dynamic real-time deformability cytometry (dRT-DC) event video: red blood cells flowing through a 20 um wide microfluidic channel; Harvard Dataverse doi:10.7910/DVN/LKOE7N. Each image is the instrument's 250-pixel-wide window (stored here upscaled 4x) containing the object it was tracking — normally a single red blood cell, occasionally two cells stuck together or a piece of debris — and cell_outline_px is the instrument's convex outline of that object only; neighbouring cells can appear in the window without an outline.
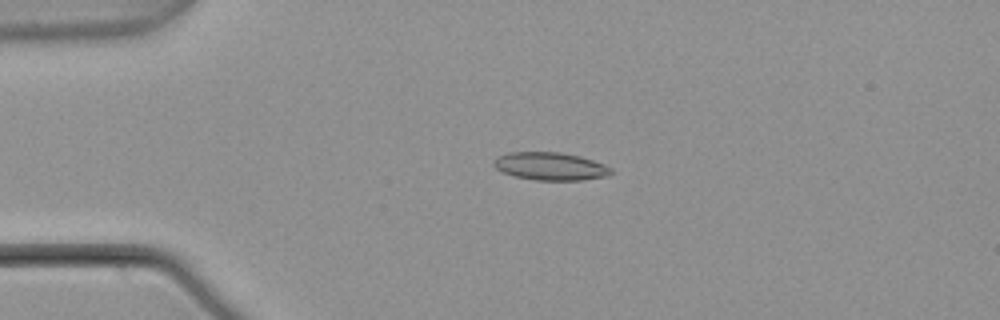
{"species": "common noctule bat (a hibernating species)", "species_latin": "Nyctalus noctula", "temperature_condition": "warm", "stored_images_in_passage": 4, "camera_frame_rate_fps": 3000, "um_per_image_px": 0.085, "animal": {"sex": "male", "body_mass_g": 21.5, "forearm_length_mm": 52.0}, "frame": {"image": 1, "passage_image": 3, "time_ms": 0.667, "image_size_px": [1000, 320], "cell_outline_px": [[612, 172], [608, 176], [584, 180], [536, 180], [516, 176], [504, 172], [496, 168], [492, 164], [492, 160], [496, 156], [508, 152], [560, 152], [580, 156], [604, 164], [612, 168]], "centroid_in_image_um": [46.77, 14.12], "position_along_channel_um": 38.2, "area_um2": 19.13}}